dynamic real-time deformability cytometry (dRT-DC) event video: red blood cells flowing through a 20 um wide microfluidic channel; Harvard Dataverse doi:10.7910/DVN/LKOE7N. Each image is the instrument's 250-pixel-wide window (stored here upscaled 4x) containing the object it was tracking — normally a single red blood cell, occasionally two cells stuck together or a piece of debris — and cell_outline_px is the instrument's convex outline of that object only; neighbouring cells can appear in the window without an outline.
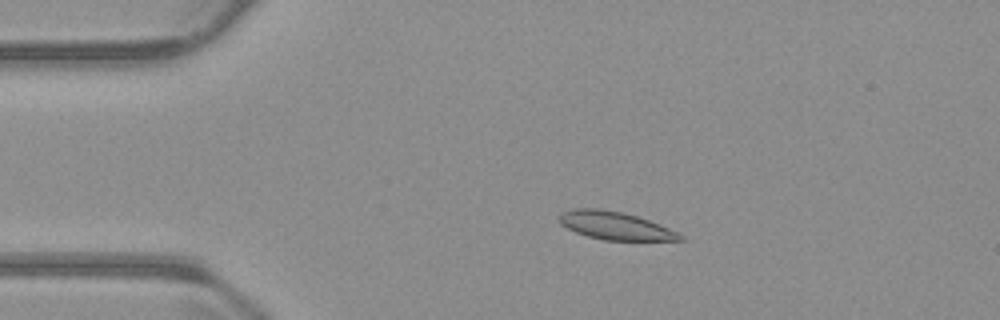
{"species": "common noctule bat (a hibernating species)", "species_latin": "Nyctalus noctula", "temperature_condition": "warm", "stored_images_in_passage": 55, "camera_frame_rate_fps": 3000, "um_per_image_px": 0.085, "animal": {"sex": "male", "body_mass_g": 23.1, "forearm_length_mm": 52.7}, "frame": {"image": 1, "passage_image": 11, "time_ms": 3.333, "image_size_px": [1000, 320], "cell_outline_px": [[684, 240], [604, 240], [588, 236], [576, 232], [560, 224], [560, 212], [572, 208], [600, 208], [624, 212], [660, 224], [684, 236]], "centroid_in_image_um": [52.26, 19.17], "position_along_channel_um": 32.7, "area_um2": 19.59}}
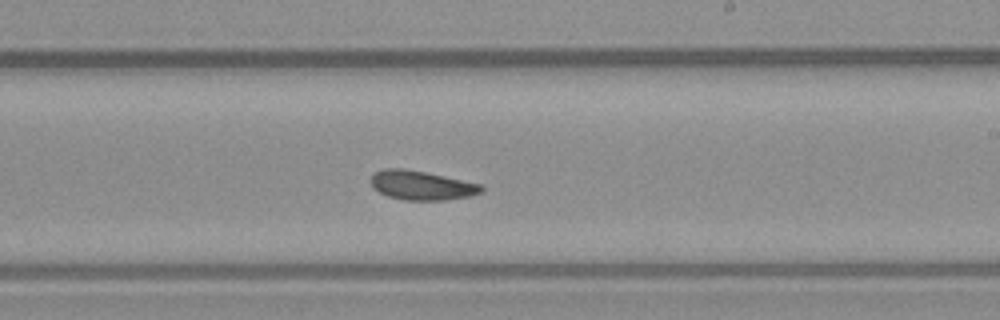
{"frame": {"image": 2, "passage_image": 32, "time_ms": 10.333, "image_size_px": [1000, 320], "cell_outline_px": [[484, 188], [480, 192], [468, 196], [444, 200], [404, 200], [388, 196], [372, 188], [368, 180], [376, 172], [384, 168], [404, 168], [484, 184]], "centroid_in_image_um": [35.8, 15.75], "position_along_channel_um": 253.2, "area_um2": 18.84}}
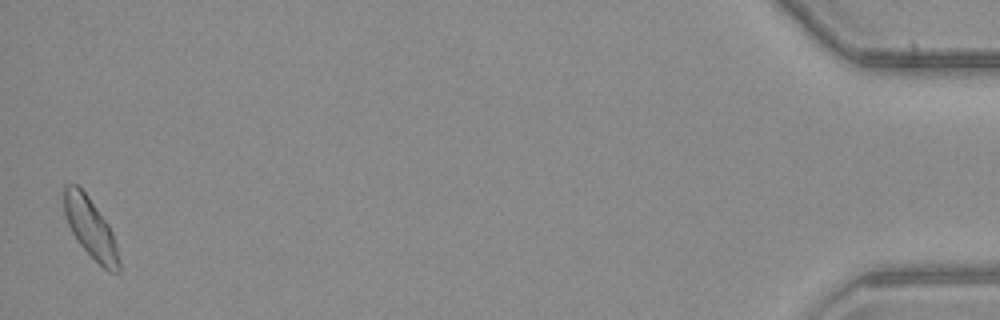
{"frame": {"image": 3, "passage_image": 54, "time_ms": 17.667, "image_size_px": [1000, 320], "cell_outline_px": [[120, 272], [108, 272], [76, 240], [68, 224], [64, 212], [64, 184], [76, 184], [88, 196], [108, 224], [112, 232], [116, 244], [120, 260]], "centroid_in_image_um": [7.7, 19.39], "position_along_channel_um": 427.5, "area_um2": 18.96}, "authors_computed_cell_mechanics": {"area_um2": 19.0162, "velocity_mm_per_s": 3.7595, "shape_relaxation_time_tau1_ms": 4.0724, "shape_relaxation_time_tau2_ms": 1.8284, "deformation_change_tau1": 0.1166, "deformation_change_tau2": 0.0737}}